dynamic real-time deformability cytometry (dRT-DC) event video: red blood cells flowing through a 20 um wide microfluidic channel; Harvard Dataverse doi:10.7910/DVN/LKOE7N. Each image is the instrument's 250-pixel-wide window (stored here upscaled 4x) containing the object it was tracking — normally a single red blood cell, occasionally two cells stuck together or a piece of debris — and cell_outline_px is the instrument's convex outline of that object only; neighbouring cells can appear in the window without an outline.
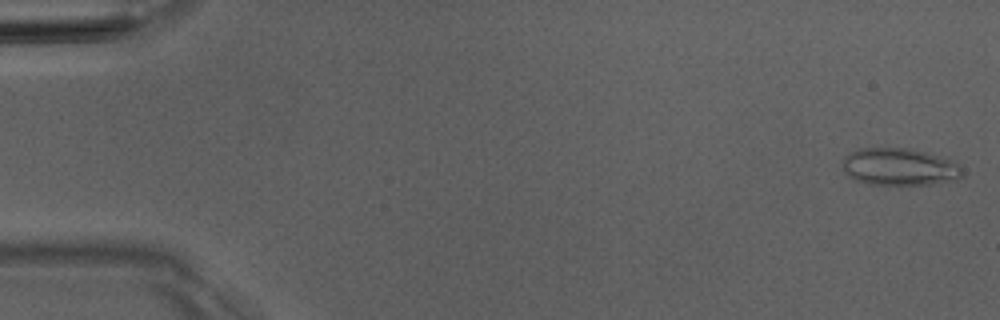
{"species": "Egyptian fruit bat (a non-hibernating species)", "species_latin": "Rousettus aegyptiacus", "temperature_condition": "room temperature", "stored_images_in_passage": 5, "camera_frame_rate_fps": 3000, "um_per_image_px": 0.085, "animal": {"sex": "male"}, "frame": {"image": 1, "passage_image": 1, "time_ms": 0.0, "image_size_px": [1000, 320], "cell_outline_px": [[964, 176], [956, 180], [932, 184], [868, 184], [852, 180], [844, 172], [844, 156], [848, 152], [856, 148], [912, 148], [940, 156], [952, 160], [960, 164]], "centroid_in_image_um": [76.46, 14.17], "position_along_channel_um": 8.5, "area_um2": 26.41}}